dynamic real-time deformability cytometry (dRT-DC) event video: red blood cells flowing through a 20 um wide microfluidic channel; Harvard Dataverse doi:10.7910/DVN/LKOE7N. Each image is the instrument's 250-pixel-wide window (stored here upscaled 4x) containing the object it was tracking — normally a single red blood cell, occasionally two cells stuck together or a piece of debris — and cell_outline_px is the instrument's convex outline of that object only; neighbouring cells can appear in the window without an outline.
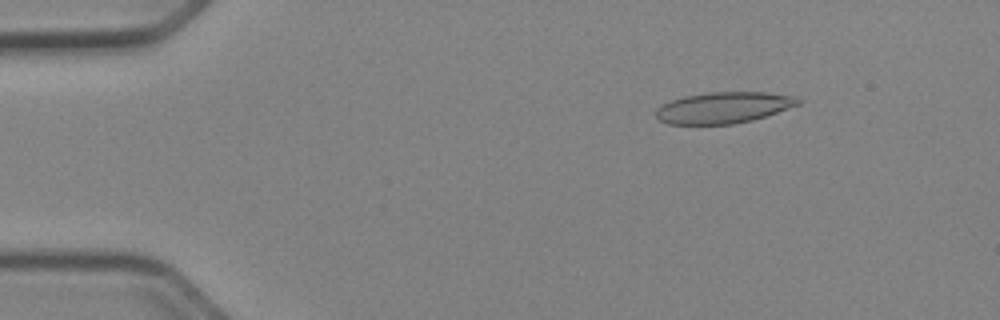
{"species": "Egyptian fruit bat (a non-hibernating species)", "species_latin": "Rousettus aegyptiacus", "temperature_condition": "cold", "stored_images_in_passage": 50, "camera_frame_rate_fps": 3000, "um_per_image_px": 0.085, "animal": {"sex": "female"}, "frame": {"image": 1, "passage_image": 6, "time_ms": 1.667, "image_size_px": [1000, 320], "cell_outline_px": [[804, 100], [800, 104], [752, 120], [732, 124], [668, 124], [660, 120], [656, 116], [656, 108], [672, 100], [684, 96], [708, 92], [764, 92], [796, 96]], "centroid_in_image_um": [61.52, 9.14], "position_along_channel_um": 23.5, "area_um2": 25.78}}
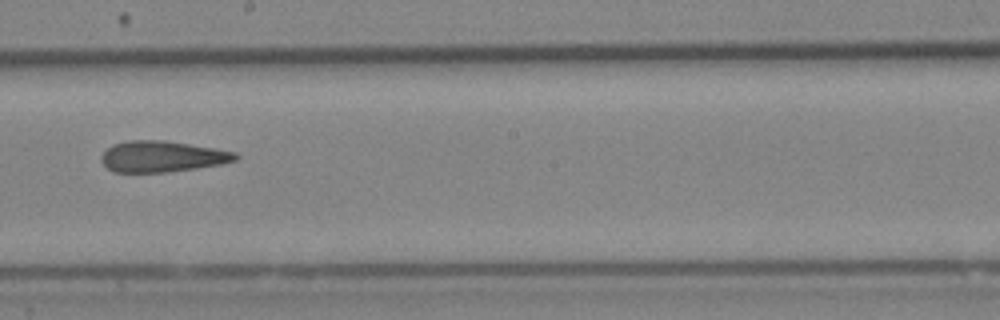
{"frame": {"image": 2, "passage_image": 28, "time_ms": 9.0, "image_size_px": [1000, 320], "cell_outline_px": [[240, 156], [236, 160], [220, 164], [196, 168], [168, 172], [112, 172], [100, 160], [100, 156], [112, 144], [128, 140], [164, 140], [216, 148], [236, 152]], "centroid_in_image_um": [13.78, 13.29], "position_along_channel_um": 234.4, "area_um2": 24.39}}
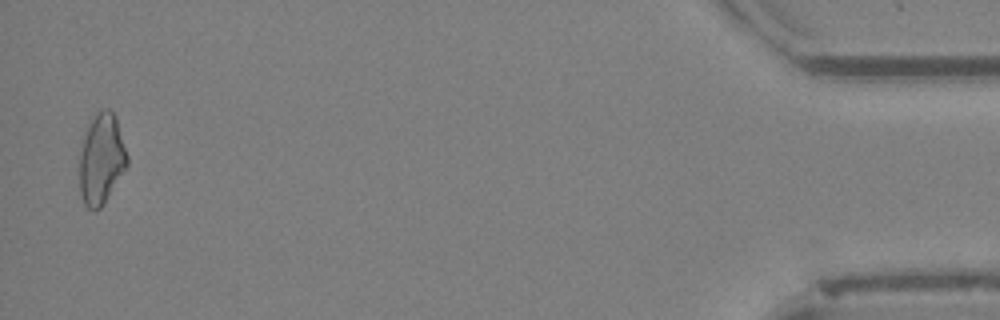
{"frame": {"image": 3, "passage_image": 49, "time_ms": 16.0, "image_size_px": [1000, 320], "cell_outline_px": [[128, 164], [100, 208], [92, 212], [84, 204], [80, 192], [80, 152], [84, 136], [96, 112], [104, 108], [108, 108], [112, 112], [116, 120], [128, 156]], "centroid_in_image_um": [8.61, 13.54], "position_along_channel_um": 426.6, "area_um2": 24.62}, "authors_computed_cell_mechanics": {"area_um2": 24.6228, "velocity_mm_per_s": 3.9842, "shape_relaxation_time_tau1_ms": null, "shape_relaxation_time_tau2_ms": 3.823, "deformation_change_tau1": null, "deformation_change_tau2": 0.1524}}